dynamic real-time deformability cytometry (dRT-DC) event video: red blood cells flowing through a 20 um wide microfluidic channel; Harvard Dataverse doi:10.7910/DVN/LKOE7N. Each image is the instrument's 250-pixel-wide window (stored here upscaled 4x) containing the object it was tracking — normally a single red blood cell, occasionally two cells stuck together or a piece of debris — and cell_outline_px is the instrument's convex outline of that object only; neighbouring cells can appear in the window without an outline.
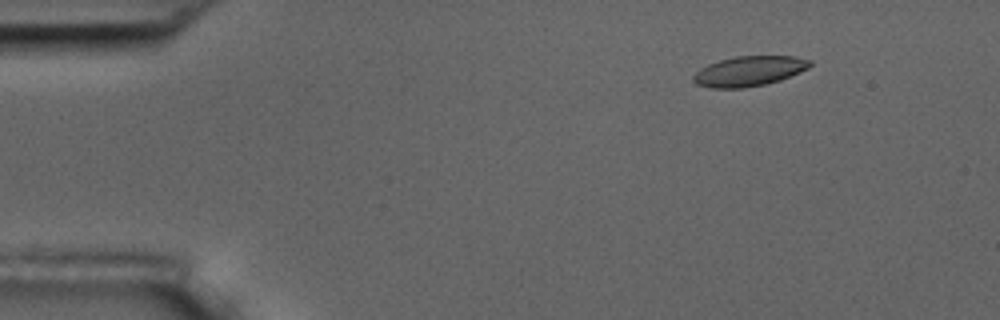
{"species": "common noctule bat (a hibernating species)", "species_latin": "Nyctalus noctula", "temperature_condition": "room temperature", "stored_images_in_passage": 5, "camera_frame_rate_fps": 3000, "um_per_image_px": 0.085, "animal": {"sex": "male", "body_mass_g": 17.5, "forearm_length_mm": 52.3}, "frame": {"image": 1, "passage_image": 2, "time_ms": 1.0, "image_size_px": [1000, 320], "cell_outline_px": [[812, 64], [808, 68], [800, 72], [780, 80], [764, 84], [744, 88], [712, 88], [696, 84], [692, 80], [692, 76], [700, 68], [708, 64], [720, 60], [736, 56], [796, 56], [812, 60]], "centroid_in_image_um": [63.67, 6.04], "position_along_channel_um": 21.3, "area_um2": 20.46}}
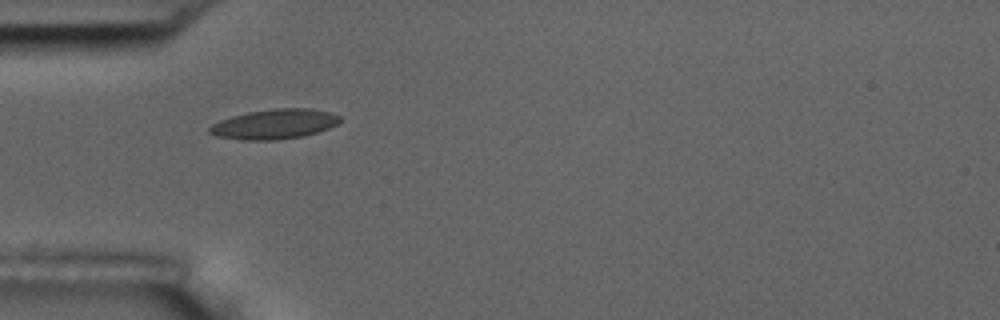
{"frame": {"image": 2, "passage_image": 4, "time_ms": 4.333, "image_size_px": [1000, 320], "cell_outline_px": [[340, 120], [336, 124], [328, 128], [304, 136], [276, 140], [244, 140], [216, 136], [208, 132], [208, 128], [212, 124], [220, 120], [232, 116], [248, 112], [272, 108], [312, 108], [332, 112], [340, 116]], "centroid_in_image_um": [23.32, 10.54], "position_along_channel_um": 61.7, "area_um2": 22.77}}